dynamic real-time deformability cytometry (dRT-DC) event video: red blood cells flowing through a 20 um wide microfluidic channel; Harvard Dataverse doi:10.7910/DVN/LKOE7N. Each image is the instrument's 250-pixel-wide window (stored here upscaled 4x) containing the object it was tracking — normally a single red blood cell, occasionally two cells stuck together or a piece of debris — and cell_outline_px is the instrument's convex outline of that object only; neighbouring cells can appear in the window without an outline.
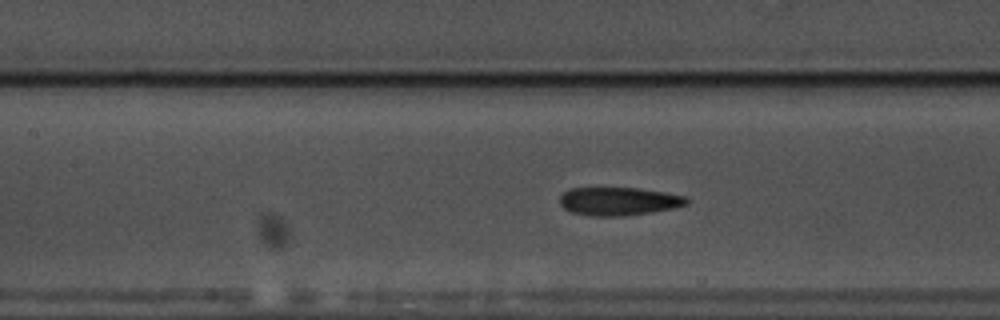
{"species": "common noctule bat (a hibernating species)", "species_latin": "Nyctalus noctula", "temperature_condition": "warm", "stored_images_in_passage": 57, "camera_frame_rate_fps": 3000, "um_per_image_px": 0.085, "animal": {"sex": "male", "body_mass_g": 17.5, "forearm_length_mm": 52.3}, "frame": {"image": 1, "passage_image": 26, "time_ms": 8.333, "image_size_px": [1000, 320], "cell_outline_px": [[688, 204], [672, 208], [652, 212], [624, 216], [588, 216], [572, 212], [564, 208], [560, 204], [560, 196], [568, 188], [636, 188], [664, 192], [684, 196], [688, 200]], "centroid_in_image_um": [52.55, 17.11], "position_along_channel_um": 154.8, "area_um2": 20.81}}
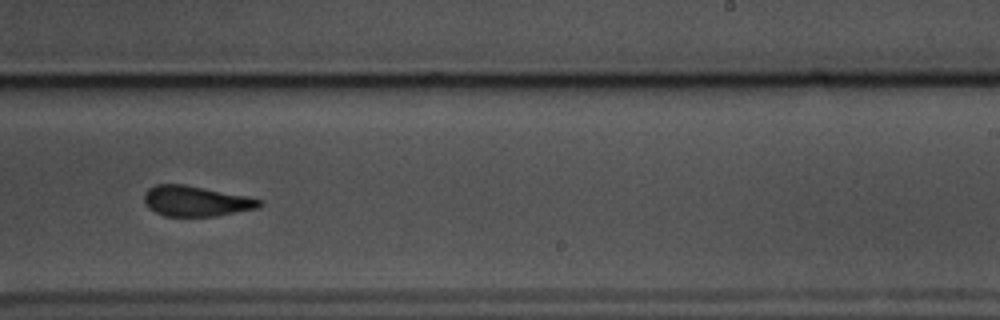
{"frame": {"image": 2, "passage_image": 36, "time_ms": 11.667, "image_size_px": [1000, 320], "cell_outline_px": [[264, 204], [260, 208], [216, 216], [164, 216], [148, 208], [144, 200], [144, 192], [148, 188], [156, 184], [184, 184], [248, 196], [264, 200]], "centroid_in_image_um": [16.69, 17.09], "position_along_channel_um": 272.3, "area_um2": 20.69}}
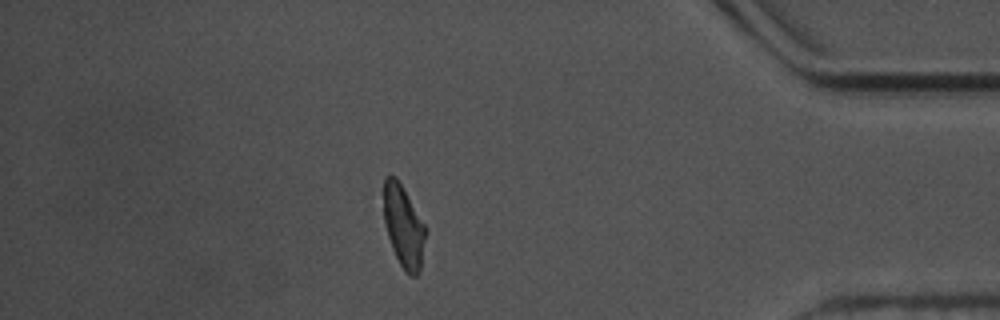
{"frame": {"image": 3, "passage_image": 50, "time_ms": 16.333, "image_size_px": [1000, 320], "cell_outline_px": [[424, 240], [420, 272], [416, 276], [412, 276], [404, 272], [392, 248], [388, 236], [384, 220], [380, 192], [384, 180], [388, 176], [396, 176], [424, 224]], "centroid_in_image_um": [34.23, 19.2], "position_along_channel_um": 401.0, "area_um2": 20.06}, "authors_computed_cell_mechanics": {"area_um2": 20.808, "velocity_mm_per_s": 3.5427, "shape_relaxation_time_tau1_ms": 5.789, "shape_relaxation_time_tau2_ms": 2.3999, "deformation_change_tau1": 0.1705, "deformation_change_tau2": 0.101}}